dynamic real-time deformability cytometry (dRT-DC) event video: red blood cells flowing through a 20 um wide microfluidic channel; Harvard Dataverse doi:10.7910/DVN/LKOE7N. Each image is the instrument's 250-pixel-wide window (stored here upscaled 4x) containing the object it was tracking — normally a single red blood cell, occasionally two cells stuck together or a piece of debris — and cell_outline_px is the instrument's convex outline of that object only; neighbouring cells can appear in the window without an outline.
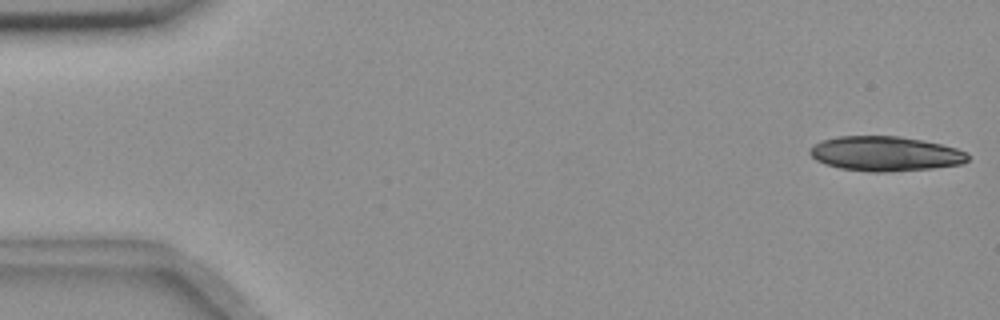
{"species": "common noctule bat (a hibernating species)", "species_latin": "Nyctalus noctula", "temperature_condition": "room temperature", "stored_images_in_passage": 4, "camera_frame_rate_fps": 3000, "um_per_image_px": 0.085, "animal": {"sex": "female", "body_mass_g": 18.4}, "frame": {"image": 1, "passage_image": 1, "time_ms": 0.0, "image_size_px": [1000, 320], "cell_outline_px": [[968, 160], [960, 164], [932, 168], [884, 172], [868, 172], [840, 168], [816, 160], [808, 152], [808, 148], [824, 140], [836, 136], [900, 136], [924, 140], [956, 148], [964, 152], [968, 156]], "centroid_in_image_um": [75.23, 13.06], "position_along_channel_um": 9.8, "area_um2": 31.79}}